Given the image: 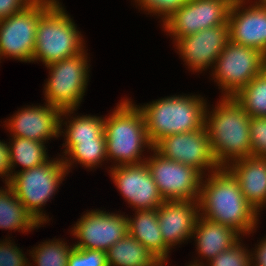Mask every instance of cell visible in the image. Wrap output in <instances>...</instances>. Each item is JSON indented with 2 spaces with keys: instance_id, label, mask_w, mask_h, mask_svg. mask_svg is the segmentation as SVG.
<instances>
[{
  "instance_id": "cell-1",
  "label": "cell",
  "mask_w": 266,
  "mask_h": 266,
  "mask_svg": "<svg viewBox=\"0 0 266 266\" xmlns=\"http://www.w3.org/2000/svg\"><path fill=\"white\" fill-rule=\"evenodd\" d=\"M208 181V182H207ZM201 183L198 198L202 216L239 233L253 231L257 223L256 210L245 200L235 177L225 168L212 172Z\"/></svg>"
},
{
  "instance_id": "cell-2",
  "label": "cell",
  "mask_w": 266,
  "mask_h": 266,
  "mask_svg": "<svg viewBox=\"0 0 266 266\" xmlns=\"http://www.w3.org/2000/svg\"><path fill=\"white\" fill-rule=\"evenodd\" d=\"M211 113L208 118L205 112L204 125L218 165L225 167L230 160L252 156L249 131L251 117L234 97H223Z\"/></svg>"
},
{
  "instance_id": "cell-3",
  "label": "cell",
  "mask_w": 266,
  "mask_h": 266,
  "mask_svg": "<svg viewBox=\"0 0 266 266\" xmlns=\"http://www.w3.org/2000/svg\"><path fill=\"white\" fill-rule=\"evenodd\" d=\"M203 101L197 96H171L139 107L153 146L166 136L201 129L208 112Z\"/></svg>"
},
{
  "instance_id": "cell-4",
  "label": "cell",
  "mask_w": 266,
  "mask_h": 266,
  "mask_svg": "<svg viewBox=\"0 0 266 266\" xmlns=\"http://www.w3.org/2000/svg\"><path fill=\"white\" fill-rule=\"evenodd\" d=\"M107 158L119 161L117 166L135 165L141 161L142 147L153 149L145 125V119L139 107L128 99L120 103L112 115L104 119ZM139 160V161H138Z\"/></svg>"
},
{
  "instance_id": "cell-5",
  "label": "cell",
  "mask_w": 266,
  "mask_h": 266,
  "mask_svg": "<svg viewBox=\"0 0 266 266\" xmlns=\"http://www.w3.org/2000/svg\"><path fill=\"white\" fill-rule=\"evenodd\" d=\"M59 2H55L40 18L36 29L34 60L49 65L84 51L82 37Z\"/></svg>"
},
{
  "instance_id": "cell-6",
  "label": "cell",
  "mask_w": 266,
  "mask_h": 266,
  "mask_svg": "<svg viewBox=\"0 0 266 266\" xmlns=\"http://www.w3.org/2000/svg\"><path fill=\"white\" fill-rule=\"evenodd\" d=\"M70 165V160H52L14 175L12 173L7 184L39 224L47 221L45 214L43 216L40 212L42 205L53 196Z\"/></svg>"
},
{
  "instance_id": "cell-7",
  "label": "cell",
  "mask_w": 266,
  "mask_h": 266,
  "mask_svg": "<svg viewBox=\"0 0 266 266\" xmlns=\"http://www.w3.org/2000/svg\"><path fill=\"white\" fill-rule=\"evenodd\" d=\"M84 53L46 66L50 78L45 85V97L49 105L62 111L61 115L72 113L85 93L89 76Z\"/></svg>"
},
{
  "instance_id": "cell-8",
  "label": "cell",
  "mask_w": 266,
  "mask_h": 266,
  "mask_svg": "<svg viewBox=\"0 0 266 266\" xmlns=\"http://www.w3.org/2000/svg\"><path fill=\"white\" fill-rule=\"evenodd\" d=\"M57 0H33L22 11L0 20V57L31 62L39 18Z\"/></svg>"
},
{
  "instance_id": "cell-9",
  "label": "cell",
  "mask_w": 266,
  "mask_h": 266,
  "mask_svg": "<svg viewBox=\"0 0 266 266\" xmlns=\"http://www.w3.org/2000/svg\"><path fill=\"white\" fill-rule=\"evenodd\" d=\"M215 63L214 76L226 92L224 97H234L266 69V55L229 41Z\"/></svg>"
},
{
  "instance_id": "cell-10",
  "label": "cell",
  "mask_w": 266,
  "mask_h": 266,
  "mask_svg": "<svg viewBox=\"0 0 266 266\" xmlns=\"http://www.w3.org/2000/svg\"><path fill=\"white\" fill-rule=\"evenodd\" d=\"M152 150L155 154L145 163L164 201L198 200L202 173L192 166L163 157L154 148Z\"/></svg>"
},
{
  "instance_id": "cell-11",
  "label": "cell",
  "mask_w": 266,
  "mask_h": 266,
  "mask_svg": "<svg viewBox=\"0 0 266 266\" xmlns=\"http://www.w3.org/2000/svg\"><path fill=\"white\" fill-rule=\"evenodd\" d=\"M234 0H189L175 11L163 24L164 29L178 40L204 29L228 22Z\"/></svg>"
},
{
  "instance_id": "cell-12",
  "label": "cell",
  "mask_w": 266,
  "mask_h": 266,
  "mask_svg": "<svg viewBox=\"0 0 266 266\" xmlns=\"http://www.w3.org/2000/svg\"><path fill=\"white\" fill-rule=\"evenodd\" d=\"M153 148L163 157L192 166L203 174V169L214 172L221 167L216 162L205 125L196 131L172 134L160 139Z\"/></svg>"
},
{
  "instance_id": "cell-13",
  "label": "cell",
  "mask_w": 266,
  "mask_h": 266,
  "mask_svg": "<svg viewBox=\"0 0 266 266\" xmlns=\"http://www.w3.org/2000/svg\"><path fill=\"white\" fill-rule=\"evenodd\" d=\"M73 235L79 239L74 247L106 252L128 233V218L105 211H91L74 225Z\"/></svg>"
},
{
  "instance_id": "cell-14",
  "label": "cell",
  "mask_w": 266,
  "mask_h": 266,
  "mask_svg": "<svg viewBox=\"0 0 266 266\" xmlns=\"http://www.w3.org/2000/svg\"><path fill=\"white\" fill-rule=\"evenodd\" d=\"M114 183L136 210L157 209L164 199L145 162L111 168Z\"/></svg>"
},
{
  "instance_id": "cell-15",
  "label": "cell",
  "mask_w": 266,
  "mask_h": 266,
  "mask_svg": "<svg viewBox=\"0 0 266 266\" xmlns=\"http://www.w3.org/2000/svg\"><path fill=\"white\" fill-rule=\"evenodd\" d=\"M243 2L234 0L230 7L227 22L230 41L266 55V8L256 2L240 12Z\"/></svg>"
},
{
  "instance_id": "cell-16",
  "label": "cell",
  "mask_w": 266,
  "mask_h": 266,
  "mask_svg": "<svg viewBox=\"0 0 266 266\" xmlns=\"http://www.w3.org/2000/svg\"><path fill=\"white\" fill-rule=\"evenodd\" d=\"M229 41L228 23L176 40L182 58L197 71L214 64Z\"/></svg>"
},
{
  "instance_id": "cell-17",
  "label": "cell",
  "mask_w": 266,
  "mask_h": 266,
  "mask_svg": "<svg viewBox=\"0 0 266 266\" xmlns=\"http://www.w3.org/2000/svg\"><path fill=\"white\" fill-rule=\"evenodd\" d=\"M198 208V200H166L157 208L159 228L169 248L193 236Z\"/></svg>"
},
{
  "instance_id": "cell-18",
  "label": "cell",
  "mask_w": 266,
  "mask_h": 266,
  "mask_svg": "<svg viewBox=\"0 0 266 266\" xmlns=\"http://www.w3.org/2000/svg\"><path fill=\"white\" fill-rule=\"evenodd\" d=\"M43 106H34L22 109L9 120L7 127L13 132V137H23L44 143L51 137L61 133L60 120L62 111L48 103Z\"/></svg>"
},
{
  "instance_id": "cell-19",
  "label": "cell",
  "mask_w": 266,
  "mask_h": 266,
  "mask_svg": "<svg viewBox=\"0 0 266 266\" xmlns=\"http://www.w3.org/2000/svg\"><path fill=\"white\" fill-rule=\"evenodd\" d=\"M227 165L225 168L237 180L245 200L259 212L266 204V157L249 156Z\"/></svg>"
},
{
  "instance_id": "cell-20",
  "label": "cell",
  "mask_w": 266,
  "mask_h": 266,
  "mask_svg": "<svg viewBox=\"0 0 266 266\" xmlns=\"http://www.w3.org/2000/svg\"><path fill=\"white\" fill-rule=\"evenodd\" d=\"M203 216L197 219L193 236L196 235L199 254L211 260L239 241V233Z\"/></svg>"
},
{
  "instance_id": "cell-21",
  "label": "cell",
  "mask_w": 266,
  "mask_h": 266,
  "mask_svg": "<svg viewBox=\"0 0 266 266\" xmlns=\"http://www.w3.org/2000/svg\"><path fill=\"white\" fill-rule=\"evenodd\" d=\"M136 212L135 218H128V233L161 262H165L170 248L163 241L157 209H144Z\"/></svg>"
},
{
  "instance_id": "cell-22",
  "label": "cell",
  "mask_w": 266,
  "mask_h": 266,
  "mask_svg": "<svg viewBox=\"0 0 266 266\" xmlns=\"http://www.w3.org/2000/svg\"><path fill=\"white\" fill-rule=\"evenodd\" d=\"M108 266H156L160 260L127 233L107 251Z\"/></svg>"
},
{
  "instance_id": "cell-23",
  "label": "cell",
  "mask_w": 266,
  "mask_h": 266,
  "mask_svg": "<svg viewBox=\"0 0 266 266\" xmlns=\"http://www.w3.org/2000/svg\"><path fill=\"white\" fill-rule=\"evenodd\" d=\"M0 190V228L24 230V232L40 225L26 210L22 202L16 197L12 188Z\"/></svg>"
},
{
  "instance_id": "cell-24",
  "label": "cell",
  "mask_w": 266,
  "mask_h": 266,
  "mask_svg": "<svg viewBox=\"0 0 266 266\" xmlns=\"http://www.w3.org/2000/svg\"><path fill=\"white\" fill-rule=\"evenodd\" d=\"M9 146L10 164L13 169L17 163L24 168L22 171L41 166L48 162L44 143L23 137H13Z\"/></svg>"
},
{
  "instance_id": "cell-25",
  "label": "cell",
  "mask_w": 266,
  "mask_h": 266,
  "mask_svg": "<svg viewBox=\"0 0 266 266\" xmlns=\"http://www.w3.org/2000/svg\"><path fill=\"white\" fill-rule=\"evenodd\" d=\"M234 99L250 117H266V69L254 77Z\"/></svg>"
},
{
  "instance_id": "cell-26",
  "label": "cell",
  "mask_w": 266,
  "mask_h": 266,
  "mask_svg": "<svg viewBox=\"0 0 266 266\" xmlns=\"http://www.w3.org/2000/svg\"><path fill=\"white\" fill-rule=\"evenodd\" d=\"M66 132V145L65 154L75 145L78 141H87L94 139H105L104 133V119L96 116H80L73 118L67 125Z\"/></svg>"
},
{
  "instance_id": "cell-27",
  "label": "cell",
  "mask_w": 266,
  "mask_h": 266,
  "mask_svg": "<svg viewBox=\"0 0 266 266\" xmlns=\"http://www.w3.org/2000/svg\"><path fill=\"white\" fill-rule=\"evenodd\" d=\"M67 153L70 155V160L74 159L80 164L92 168L101 163L103 159H107L106 140L78 141Z\"/></svg>"
},
{
  "instance_id": "cell-28",
  "label": "cell",
  "mask_w": 266,
  "mask_h": 266,
  "mask_svg": "<svg viewBox=\"0 0 266 266\" xmlns=\"http://www.w3.org/2000/svg\"><path fill=\"white\" fill-rule=\"evenodd\" d=\"M72 248L64 242L55 240V242H43L31 253L37 266H67L68 256Z\"/></svg>"
},
{
  "instance_id": "cell-29",
  "label": "cell",
  "mask_w": 266,
  "mask_h": 266,
  "mask_svg": "<svg viewBox=\"0 0 266 266\" xmlns=\"http://www.w3.org/2000/svg\"><path fill=\"white\" fill-rule=\"evenodd\" d=\"M241 242L238 241L228 250L220 252L216 257L210 260V266H251V257L244 247L240 245Z\"/></svg>"
},
{
  "instance_id": "cell-30",
  "label": "cell",
  "mask_w": 266,
  "mask_h": 266,
  "mask_svg": "<svg viewBox=\"0 0 266 266\" xmlns=\"http://www.w3.org/2000/svg\"><path fill=\"white\" fill-rule=\"evenodd\" d=\"M67 266H108L107 253L73 246L68 256Z\"/></svg>"
},
{
  "instance_id": "cell-31",
  "label": "cell",
  "mask_w": 266,
  "mask_h": 266,
  "mask_svg": "<svg viewBox=\"0 0 266 266\" xmlns=\"http://www.w3.org/2000/svg\"><path fill=\"white\" fill-rule=\"evenodd\" d=\"M249 131L252 156L266 157V117H251Z\"/></svg>"
},
{
  "instance_id": "cell-32",
  "label": "cell",
  "mask_w": 266,
  "mask_h": 266,
  "mask_svg": "<svg viewBox=\"0 0 266 266\" xmlns=\"http://www.w3.org/2000/svg\"><path fill=\"white\" fill-rule=\"evenodd\" d=\"M139 5L150 13L163 15L165 22L175 11L184 6L189 0H137Z\"/></svg>"
},
{
  "instance_id": "cell-33",
  "label": "cell",
  "mask_w": 266,
  "mask_h": 266,
  "mask_svg": "<svg viewBox=\"0 0 266 266\" xmlns=\"http://www.w3.org/2000/svg\"><path fill=\"white\" fill-rule=\"evenodd\" d=\"M24 254L11 242L0 243V266H29Z\"/></svg>"
},
{
  "instance_id": "cell-34",
  "label": "cell",
  "mask_w": 266,
  "mask_h": 266,
  "mask_svg": "<svg viewBox=\"0 0 266 266\" xmlns=\"http://www.w3.org/2000/svg\"><path fill=\"white\" fill-rule=\"evenodd\" d=\"M33 0H0V20L22 11Z\"/></svg>"
},
{
  "instance_id": "cell-35",
  "label": "cell",
  "mask_w": 266,
  "mask_h": 266,
  "mask_svg": "<svg viewBox=\"0 0 266 266\" xmlns=\"http://www.w3.org/2000/svg\"><path fill=\"white\" fill-rule=\"evenodd\" d=\"M11 164H10V150L9 145L3 143L0 141V176L3 177L6 175L8 178H6V184L11 178ZM8 173V174H7ZM10 174V175H9Z\"/></svg>"
},
{
  "instance_id": "cell-36",
  "label": "cell",
  "mask_w": 266,
  "mask_h": 266,
  "mask_svg": "<svg viewBox=\"0 0 266 266\" xmlns=\"http://www.w3.org/2000/svg\"><path fill=\"white\" fill-rule=\"evenodd\" d=\"M258 246L257 251H255L254 260L257 263L255 266H266V238Z\"/></svg>"
},
{
  "instance_id": "cell-37",
  "label": "cell",
  "mask_w": 266,
  "mask_h": 266,
  "mask_svg": "<svg viewBox=\"0 0 266 266\" xmlns=\"http://www.w3.org/2000/svg\"><path fill=\"white\" fill-rule=\"evenodd\" d=\"M259 2L266 8V0H259Z\"/></svg>"
},
{
  "instance_id": "cell-38",
  "label": "cell",
  "mask_w": 266,
  "mask_h": 266,
  "mask_svg": "<svg viewBox=\"0 0 266 266\" xmlns=\"http://www.w3.org/2000/svg\"><path fill=\"white\" fill-rule=\"evenodd\" d=\"M188 266H202V265H201V263L200 264L199 263L197 264V262H195V264L188 265Z\"/></svg>"
},
{
  "instance_id": "cell-39",
  "label": "cell",
  "mask_w": 266,
  "mask_h": 266,
  "mask_svg": "<svg viewBox=\"0 0 266 266\" xmlns=\"http://www.w3.org/2000/svg\"><path fill=\"white\" fill-rule=\"evenodd\" d=\"M164 263H165V262H161V261H160V263H158L156 266H163Z\"/></svg>"
}]
</instances>
